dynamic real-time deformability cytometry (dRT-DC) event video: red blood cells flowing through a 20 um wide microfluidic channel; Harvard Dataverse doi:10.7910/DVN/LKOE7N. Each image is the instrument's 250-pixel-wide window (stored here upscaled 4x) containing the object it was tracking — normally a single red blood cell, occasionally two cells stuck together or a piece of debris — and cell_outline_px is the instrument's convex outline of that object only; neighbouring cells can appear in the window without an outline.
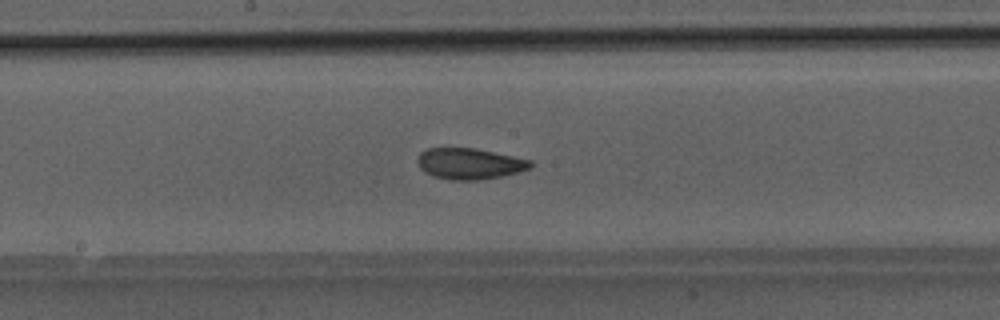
{"species": "Egyptian fruit bat (a non-hibernating species)", "species_latin": "Rousettus aegyptiacus", "temperature_condition": "room temperature", "stored_images_in_passage": 19, "camera_frame_rate_fps": 3000, "um_per_image_px": 0.085, "animal": {"sex": "male"}, "frame": {"image": 1, "passage_image": 18, "time_ms": 5.667, "image_size_px": [1000, 320], "cell_outline_px": [[532, 168], [504, 176], [480, 180], [448, 180], [432, 176], [424, 172], [420, 168], [416, 160], [420, 152], [428, 148], [472, 148], [532, 160]], "centroid_in_image_um": [39.89, 13.93], "position_along_channel_um": 208.3, "area_um2": 20.58}}